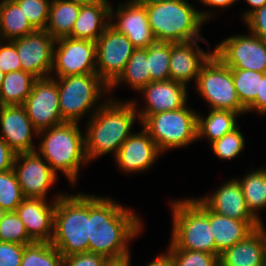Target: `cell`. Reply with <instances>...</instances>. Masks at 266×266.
Returning a JSON list of instances; mask_svg holds the SVG:
<instances>
[{
  "mask_svg": "<svg viewBox=\"0 0 266 266\" xmlns=\"http://www.w3.org/2000/svg\"><path fill=\"white\" fill-rule=\"evenodd\" d=\"M0 241L22 245L34 242L15 211L7 212L0 222Z\"/></svg>",
  "mask_w": 266,
  "mask_h": 266,
  "instance_id": "obj_36",
  "label": "cell"
},
{
  "mask_svg": "<svg viewBox=\"0 0 266 266\" xmlns=\"http://www.w3.org/2000/svg\"><path fill=\"white\" fill-rule=\"evenodd\" d=\"M238 113L230 110L210 109L207 117L197 114V139L207 137L208 142L222 138L238 127L236 122Z\"/></svg>",
  "mask_w": 266,
  "mask_h": 266,
  "instance_id": "obj_26",
  "label": "cell"
},
{
  "mask_svg": "<svg viewBox=\"0 0 266 266\" xmlns=\"http://www.w3.org/2000/svg\"><path fill=\"white\" fill-rule=\"evenodd\" d=\"M63 195L55 196L51 204L42 198H25L16 208L15 212L33 241L51 242L56 201Z\"/></svg>",
  "mask_w": 266,
  "mask_h": 266,
  "instance_id": "obj_18",
  "label": "cell"
},
{
  "mask_svg": "<svg viewBox=\"0 0 266 266\" xmlns=\"http://www.w3.org/2000/svg\"><path fill=\"white\" fill-rule=\"evenodd\" d=\"M2 44L0 40V70L4 74L21 70L16 46L11 41H7L4 45Z\"/></svg>",
  "mask_w": 266,
  "mask_h": 266,
  "instance_id": "obj_40",
  "label": "cell"
},
{
  "mask_svg": "<svg viewBox=\"0 0 266 266\" xmlns=\"http://www.w3.org/2000/svg\"><path fill=\"white\" fill-rule=\"evenodd\" d=\"M146 266H174L172 254L167 250L166 253L160 254Z\"/></svg>",
  "mask_w": 266,
  "mask_h": 266,
  "instance_id": "obj_46",
  "label": "cell"
},
{
  "mask_svg": "<svg viewBox=\"0 0 266 266\" xmlns=\"http://www.w3.org/2000/svg\"><path fill=\"white\" fill-rule=\"evenodd\" d=\"M213 54L202 50L197 41L171 42L170 80L187 86L193 78L197 81L202 65Z\"/></svg>",
  "mask_w": 266,
  "mask_h": 266,
  "instance_id": "obj_22",
  "label": "cell"
},
{
  "mask_svg": "<svg viewBox=\"0 0 266 266\" xmlns=\"http://www.w3.org/2000/svg\"><path fill=\"white\" fill-rule=\"evenodd\" d=\"M102 103L91 114L84 135L88 162L109 152H114L115 157L123 142L132 134L135 120L139 119L136 100L123 103L111 98Z\"/></svg>",
  "mask_w": 266,
  "mask_h": 266,
  "instance_id": "obj_2",
  "label": "cell"
},
{
  "mask_svg": "<svg viewBox=\"0 0 266 266\" xmlns=\"http://www.w3.org/2000/svg\"><path fill=\"white\" fill-rule=\"evenodd\" d=\"M250 33L266 42V4L252 12L245 20Z\"/></svg>",
  "mask_w": 266,
  "mask_h": 266,
  "instance_id": "obj_43",
  "label": "cell"
},
{
  "mask_svg": "<svg viewBox=\"0 0 266 266\" xmlns=\"http://www.w3.org/2000/svg\"><path fill=\"white\" fill-rule=\"evenodd\" d=\"M108 259L92 252L63 257L61 266H104Z\"/></svg>",
  "mask_w": 266,
  "mask_h": 266,
  "instance_id": "obj_42",
  "label": "cell"
},
{
  "mask_svg": "<svg viewBox=\"0 0 266 266\" xmlns=\"http://www.w3.org/2000/svg\"><path fill=\"white\" fill-rule=\"evenodd\" d=\"M4 77H5V74L0 70V87H1V84L3 83Z\"/></svg>",
  "mask_w": 266,
  "mask_h": 266,
  "instance_id": "obj_53",
  "label": "cell"
},
{
  "mask_svg": "<svg viewBox=\"0 0 266 266\" xmlns=\"http://www.w3.org/2000/svg\"><path fill=\"white\" fill-rule=\"evenodd\" d=\"M113 11V7H110L109 25L124 34L135 48H148L157 41L150 27L145 6L131 0L119 5L115 14ZM111 18L118 21L114 23Z\"/></svg>",
  "mask_w": 266,
  "mask_h": 266,
  "instance_id": "obj_16",
  "label": "cell"
},
{
  "mask_svg": "<svg viewBox=\"0 0 266 266\" xmlns=\"http://www.w3.org/2000/svg\"><path fill=\"white\" fill-rule=\"evenodd\" d=\"M201 3H203L205 6L209 7H230V5L234 4L238 0H200Z\"/></svg>",
  "mask_w": 266,
  "mask_h": 266,
  "instance_id": "obj_47",
  "label": "cell"
},
{
  "mask_svg": "<svg viewBox=\"0 0 266 266\" xmlns=\"http://www.w3.org/2000/svg\"><path fill=\"white\" fill-rule=\"evenodd\" d=\"M139 218L110 198L89 195V252L107 259L129 255L128 241L142 231Z\"/></svg>",
  "mask_w": 266,
  "mask_h": 266,
  "instance_id": "obj_1",
  "label": "cell"
},
{
  "mask_svg": "<svg viewBox=\"0 0 266 266\" xmlns=\"http://www.w3.org/2000/svg\"><path fill=\"white\" fill-rule=\"evenodd\" d=\"M42 135L37 152L56 173L63 172L69 182L76 183L80 164H87L85 136L78 123L64 122L60 125L39 131Z\"/></svg>",
  "mask_w": 266,
  "mask_h": 266,
  "instance_id": "obj_5",
  "label": "cell"
},
{
  "mask_svg": "<svg viewBox=\"0 0 266 266\" xmlns=\"http://www.w3.org/2000/svg\"><path fill=\"white\" fill-rule=\"evenodd\" d=\"M136 48L122 33L110 25L96 41V71L110 87L123 73Z\"/></svg>",
  "mask_w": 266,
  "mask_h": 266,
  "instance_id": "obj_10",
  "label": "cell"
},
{
  "mask_svg": "<svg viewBox=\"0 0 266 266\" xmlns=\"http://www.w3.org/2000/svg\"><path fill=\"white\" fill-rule=\"evenodd\" d=\"M231 70L239 101L247 109L260 93V79H262L264 73L245 69Z\"/></svg>",
  "mask_w": 266,
  "mask_h": 266,
  "instance_id": "obj_33",
  "label": "cell"
},
{
  "mask_svg": "<svg viewBox=\"0 0 266 266\" xmlns=\"http://www.w3.org/2000/svg\"><path fill=\"white\" fill-rule=\"evenodd\" d=\"M209 217L214 237L216 255L245 239L255 229L261 227V221H244L229 218L210 210L199 198L192 199Z\"/></svg>",
  "mask_w": 266,
  "mask_h": 266,
  "instance_id": "obj_21",
  "label": "cell"
},
{
  "mask_svg": "<svg viewBox=\"0 0 266 266\" xmlns=\"http://www.w3.org/2000/svg\"><path fill=\"white\" fill-rule=\"evenodd\" d=\"M171 42L156 41L147 48L151 81L170 80Z\"/></svg>",
  "mask_w": 266,
  "mask_h": 266,
  "instance_id": "obj_32",
  "label": "cell"
},
{
  "mask_svg": "<svg viewBox=\"0 0 266 266\" xmlns=\"http://www.w3.org/2000/svg\"><path fill=\"white\" fill-rule=\"evenodd\" d=\"M245 139L239 131V126L232 132L211 143L214 154L220 159L230 160L243 150Z\"/></svg>",
  "mask_w": 266,
  "mask_h": 266,
  "instance_id": "obj_37",
  "label": "cell"
},
{
  "mask_svg": "<svg viewBox=\"0 0 266 266\" xmlns=\"http://www.w3.org/2000/svg\"><path fill=\"white\" fill-rule=\"evenodd\" d=\"M137 4L143 5V6H149L152 4L160 3L165 0H134Z\"/></svg>",
  "mask_w": 266,
  "mask_h": 266,
  "instance_id": "obj_51",
  "label": "cell"
},
{
  "mask_svg": "<svg viewBox=\"0 0 266 266\" xmlns=\"http://www.w3.org/2000/svg\"><path fill=\"white\" fill-rule=\"evenodd\" d=\"M51 72H56L57 77L97 74L96 42L70 37L56 39Z\"/></svg>",
  "mask_w": 266,
  "mask_h": 266,
  "instance_id": "obj_12",
  "label": "cell"
},
{
  "mask_svg": "<svg viewBox=\"0 0 266 266\" xmlns=\"http://www.w3.org/2000/svg\"><path fill=\"white\" fill-rule=\"evenodd\" d=\"M173 227L169 249H183L216 255L214 237L207 214L192 200L171 204Z\"/></svg>",
  "mask_w": 266,
  "mask_h": 266,
  "instance_id": "obj_6",
  "label": "cell"
},
{
  "mask_svg": "<svg viewBox=\"0 0 266 266\" xmlns=\"http://www.w3.org/2000/svg\"><path fill=\"white\" fill-rule=\"evenodd\" d=\"M110 7L109 2L81 5L72 32L68 37L96 42L109 26Z\"/></svg>",
  "mask_w": 266,
  "mask_h": 266,
  "instance_id": "obj_25",
  "label": "cell"
},
{
  "mask_svg": "<svg viewBox=\"0 0 266 266\" xmlns=\"http://www.w3.org/2000/svg\"><path fill=\"white\" fill-rule=\"evenodd\" d=\"M2 138L15 153L36 151L33 134L39 131L27 116L23 105H0Z\"/></svg>",
  "mask_w": 266,
  "mask_h": 266,
  "instance_id": "obj_17",
  "label": "cell"
},
{
  "mask_svg": "<svg viewBox=\"0 0 266 266\" xmlns=\"http://www.w3.org/2000/svg\"><path fill=\"white\" fill-rule=\"evenodd\" d=\"M53 78L58 85L61 118L65 122L79 123L89 111L95 113L102 105L95 107L109 86L98 74H80ZM106 92H105V91Z\"/></svg>",
  "mask_w": 266,
  "mask_h": 266,
  "instance_id": "obj_8",
  "label": "cell"
},
{
  "mask_svg": "<svg viewBox=\"0 0 266 266\" xmlns=\"http://www.w3.org/2000/svg\"><path fill=\"white\" fill-rule=\"evenodd\" d=\"M130 254L124 257L108 259L104 266H131Z\"/></svg>",
  "mask_w": 266,
  "mask_h": 266,
  "instance_id": "obj_48",
  "label": "cell"
},
{
  "mask_svg": "<svg viewBox=\"0 0 266 266\" xmlns=\"http://www.w3.org/2000/svg\"><path fill=\"white\" fill-rule=\"evenodd\" d=\"M81 5L68 0H52L45 30L55 39L68 37L78 17Z\"/></svg>",
  "mask_w": 266,
  "mask_h": 266,
  "instance_id": "obj_28",
  "label": "cell"
},
{
  "mask_svg": "<svg viewBox=\"0 0 266 266\" xmlns=\"http://www.w3.org/2000/svg\"><path fill=\"white\" fill-rule=\"evenodd\" d=\"M196 87L210 109L230 110L239 115L247 112L237 96L231 68L214 53L202 65Z\"/></svg>",
  "mask_w": 266,
  "mask_h": 266,
  "instance_id": "obj_9",
  "label": "cell"
},
{
  "mask_svg": "<svg viewBox=\"0 0 266 266\" xmlns=\"http://www.w3.org/2000/svg\"><path fill=\"white\" fill-rule=\"evenodd\" d=\"M213 53L231 69L266 73V42L253 34L228 37Z\"/></svg>",
  "mask_w": 266,
  "mask_h": 266,
  "instance_id": "obj_11",
  "label": "cell"
},
{
  "mask_svg": "<svg viewBox=\"0 0 266 266\" xmlns=\"http://www.w3.org/2000/svg\"><path fill=\"white\" fill-rule=\"evenodd\" d=\"M16 154L9 145L0 138V173L11 170L14 166Z\"/></svg>",
  "mask_w": 266,
  "mask_h": 266,
  "instance_id": "obj_44",
  "label": "cell"
},
{
  "mask_svg": "<svg viewBox=\"0 0 266 266\" xmlns=\"http://www.w3.org/2000/svg\"><path fill=\"white\" fill-rule=\"evenodd\" d=\"M160 154L154 140L143 129L139 133H132L123 142L115 159L122 171L137 173L153 166Z\"/></svg>",
  "mask_w": 266,
  "mask_h": 266,
  "instance_id": "obj_19",
  "label": "cell"
},
{
  "mask_svg": "<svg viewBox=\"0 0 266 266\" xmlns=\"http://www.w3.org/2000/svg\"><path fill=\"white\" fill-rule=\"evenodd\" d=\"M12 169L25 198L46 199L57 180V173L37 151L17 153Z\"/></svg>",
  "mask_w": 266,
  "mask_h": 266,
  "instance_id": "obj_15",
  "label": "cell"
},
{
  "mask_svg": "<svg viewBox=\"0 0 266 266\" xmlns=\"http://www.w3.org/2000/svg\"><path fill=\"white\" fill-rule=\"evenodd\" d=\"M24 199L25 197L13 169L1 172L0 205L8 212L16 211V208Z\"/></svg>",
  "mask_w": 266,
  "mask_h": 266,
  "instance_id": "obj_35",
  "label": "cell"
},
{
  "mask_svg": "<svg viewBox=\"0 0 266 266\" xmlns=\"http://www.w3.org/2000/svg\"><path fill=\"white\" fill-rule=\"evenodd\" d=\"M246 110L247 113L257 111L258 114H266V73L260 79V93H258L256 100Z\"/></svg>",
  "mask_w": 266,
  "mask_h": 266,
  "instance_id": "obj_45",
  "label": "cell"
},
{
  "mask_svg": "<svg viewBox=\"0 0 266 266\" xmlns=\"http://www.w3.org/2000/svg\"><path fill=\"white\" fill-rule=\"evenodd\" d=\"M140 93H143L147 104L138 116H150L165 111L178 110L187 104V86L181 82L151 81L144 86Z\"/></svg>",
  "mask_w": 266,
  "mask_h": 266,
  "instance_id": "obj_20",
  "label": "cell"
},
{
  "mask_svg": "<svg viewBox=\"0 0 266 266\" xmlns=\"http://www.w3.org/2000/svg\"><path fill=\"white\" fill-rule=\"evenodd\" d=\"M52 0H17L15 1L35 29H45Z\"/></svg>",
  "mask_w": 266,
  "mask_h": 266,
  "instance_id": "obj_38",
  "label": "cell"
},
{
  "mask_svg": "<svg viewBox=\"0 0 266 266\" xmlns=\"http://www.w3.org/2000/svg\"><path fill=\"white\" fill-rule=\"evenodd\" d=\"M36 80L35 76L23 70L5 74L0 87V105H23Z\"/></svg>",
  "mask_w": 266,
  "mask_h": 266,
  "instance_id": "obj_29",
  "label": "cell"
},
{
  "mask_svg": "<svg viewBox=\"0 0 266 266\" xmlns=\"http://www.w3.org/2000/svg\"><path fill=\"white\" fill-rule=\"evenodd\" d=\"M63 256L50 242H32L24 248L20 266H61Z\"/></svg>",
  "mask_w": 266,
  "mask_h": 266,
  "instance_id": "obj_34",
  "label": "cell"
},
{
  "mask_svg": "<svg viewBox=\"0 0 266 266\" xmlns=\"http://www.w3.org/2000/svg\"><path fill=\"white\" fill-rule=\"evenodd\" d=\"M89 195L64 194L56 201L51 244L67 257L89 252Z\"/></svg>",
  "mask_w": 266,
  "mask_h": 266,
  "instance_id": "obj_4",
  "label": "cell"
},
{
  "mask_svg": "<svg viewBox=\"0 0 266 266\" xmlns=\"http://www.w3.org/2000/svg\"><path fill=\"white\" fill-rule=\"evenodd\" d=\"M197 114L186 104L178 110L138 117L143 129L164 154L166 150L185 147L198 140Z\"/></svg>",
  "mask_w": 266,
  "mask_h": 266,
  "instance_id": "obj_7",
  "label": "cell"
},
{
  "mask_svg": "<svg viewBox=\"0 0 266 266\" xmlns=\"http://www.w3.org/2000/svg\"><path fill=\"white\" fill-rule=\"evenodd\" d=\"M249 4L252 8L244 12L243 19L245 20L252 12L263 7L266 4V0H244Z\"/></svg>",
  "mask_w": 266,
  "mask_h": 266,
  "instance_id": "obj_49",
  "label": "cell"
},
{
  "mask_svg": "<svg viewBox=\"0 0 266 266\" xmlns=\"http://www.w3.org/2000/svg\"><path fill=\"white\" fill-rule=\"evenodd\" d=\"M219 266H266V230L255 229L245 239L224 250Z\"/></svg>",
  "mask_w": 266,
  "mask_h": 266,
  "instance_id": "obj_24",
  "label": "cell"
},
{
  "mask_svg": "<svg viewBox=\"0 0 266 266\" xmlns=\"http://www.w3.org/2000/svg\"><path fill=\"white\" fill-rule=\"evenodd\" d=\"M199 199L217 214L244 221H260L248 209L238 179L225 182L212 195Z\"/></svg>",
  "mask_w": 266,
  "mask_h": 266,
  "instance_id": "obj_23",
  "label": "cell"
},
{
  "mask_svg": "<svg viewBox=\"0 0 266 266\" xmlns=\"http://www.w3.org/2000/svg\"><path fill=\"white\" fill-rule=\"evenodd\" d=\"M11 42L16 46L21 70L32 74L37 79L50 77L56 42L50 33L45 29H36Z\"/></svg>",
  "mask_w": 266,
  "mask_h": 266,
  "instance_id": "obj_13",
  "label": "cell"
},
{
  "mask_svg": "<svg viewBox=\"0 0 266 266\" xmlns=\"http://www.w3.org/2000/svg\"><path fill=\"white\" fill-rule=\"evenodd\" d=\"M75 2L76 4L79 5H90V4H95V3H100V2H108V0H68Z\"/></svg>",
  "mask_w": 266,
  "mask_h": 266,
  "instance_id": "obj_50",
  "label": "cell"
},
{
  "mask_svg": "<svg viewBox=\"0 0 266 266\" xmlns=\"http://www.w3.org/2000/svg\"><path fill=\"white\" fill-rule=\"evenodd\" d=\"M123 81L138 92H140V90L150 82L147 48H136L134 50L123 73L109 87V92L120 83H124Z\"/></svg>",
  "mask_w": 266,
  "mask_h": 266,
  "instance_id": "obj_30",
  "label": "cell"
},
{
  "mask_svg": "<svg viewBox=\"0 0 266 266\" xmlns=\"http://www.w3.org/2000/svg\"><path fill=\"white\" fill-rule=\"evenodd\" d=\"M172 254L174 266H219V257L200 251L168 249Z\"/></svg>",
  "mask_w": 266,
  "mask_h": 266,
  "instance_id": "obj_39",
  "label": "cell"
},
{
  "mask_svg": "<svg viewBox=\"0 0 266 266\" xmlns=\"http://www.w3.org/2000/svg\"><path fill=\"white\" fill-rule=\"evenodd\" d=\"M250 212L261 222L257 211L266 208V168L250 171L243 179H238Z\"/></svg>",
  "mask_w": 266,
  "mask_h": 266,
  "instance_id": "obj_31",
  "label": "cell"
},
{
  "mask_svg": "<svg viewBox=\"0 0 266 266\" xmlns=\"http://www.w3.org/2000/svg\"><path fill=\"white\" fill-rule=\"evenodd\" d=\"M25 246L0 241V266H20Z\"/></svg>",
  "mask_w": 266,
  "mask_h": 266,
  "instance_id": "obj_41",
  "label": "cell"
},
{
  "mask_svg": "<svg viewBox=\"0 0 266 266\" xmlns=\"http://www.w3.org/2000/svg\"><path fill=\"white\" fill-rule=\"evenodd\" d=\"M8 211H6L1 205H0V222L3 220L4 216L6 215Z\"/></svg>",
  "mask_w": 266,
  "mask_h": 266,
  "instance_id": "obj_52",
  "label": "cell"
},
{
  "mask_svg": "<svg viewBox=\"0 0 266 266\" xmlns=\"http://www.w3.org/2000/svg\"><path fill=\"white\" fill-rule=\"evenodd\" d=\"M23 106L38 131L65 122L61 118L58 85L53 76L37 79Z\"/></svg>",
  "mask_w": 266,
  "mask_h": 266,
  "instance_id": "obj_14",
  "label": "cell"
},
{
  "mask_svg": "<svg viewBox=\"0 0 266 266\" xmlns=\"http://www.w3.org/2000/svg\"><path fill=\"white\" fill-rule=\"evenodd\" d=\"M148 21L157 41L187 42L201 40L200 27L211 14L195 9L186 0H165L145 6Z\"/></svg>",
  "mask_w": 266,
  "mask_h": 266,
  "instance_id": "obj_3",
  "label": "cell"
},
{
  "mask_svg": "<svg viewBox=\"0 0 266 266\" xmlns=\"http://www.w3.org/2000/svg\"><path fill=\"white\" fill-rule=\"evenodd\" d=\"M15 1L0 2V40L11 41L35 31Z\"/></svg>",
  "mask_w": 266,
  "mask_h": 266,
  "instance_id": "obj_27",
  "label": "cell"
}]
</instances>
